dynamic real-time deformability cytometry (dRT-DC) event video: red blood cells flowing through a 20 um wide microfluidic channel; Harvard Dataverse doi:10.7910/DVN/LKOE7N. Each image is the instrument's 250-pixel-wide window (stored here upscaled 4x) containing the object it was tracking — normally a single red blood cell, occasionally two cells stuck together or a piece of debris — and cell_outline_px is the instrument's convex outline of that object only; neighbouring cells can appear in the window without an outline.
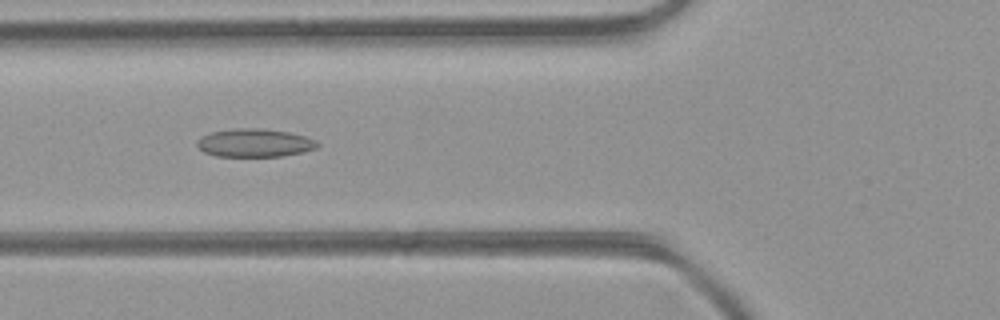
{"species": "common noctule bat (a hibernating species)", "species_latin": "Nyctalus noctula", "temperature_condition": "room temperature", "stored_images_in_passage": 45, "camera_frame_rate_fps": 3000, "um_per_image_px": 0.085, "animal": {"sex": "female", "body_mass_g": 21.9}, "frame": {"image": 1, "passage_image": 16, "time_ms": 5.0, "image_size_px": [1000, 320], "cell_outline_px": [[320, 144], [316, 148], [304, 152], [284, 156], [216, 156], [204, 152], [196, 144], [196, 140], [200, 136], [212, 132], [240, 128], [264, 128], [288, 132], [304, 136], [316, 140]], "centroid_in_image_um": [21.65, 12.14], "position_along_channel_um": 104.1, "area_um2": 19.83}}
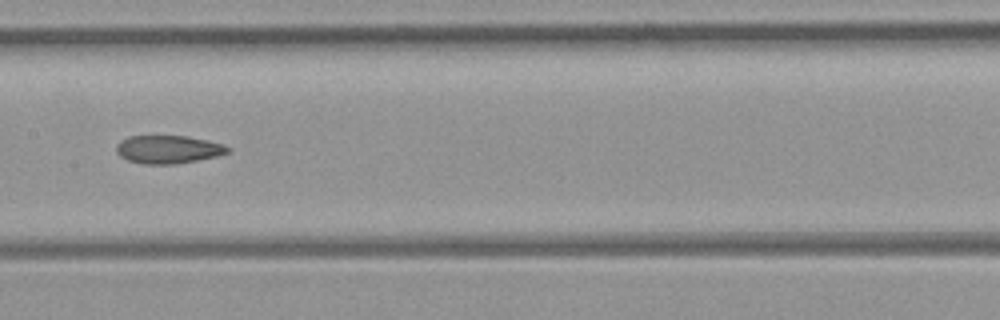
{"frame": {"image": 2, "passage_image": 22, "time_ms": 7.0, "image_size_px": [1000, 320], "cell_outline_px": [[232, 148], [228, 152], [216, 156], [176, 164], [144, 164], [128, 160], [120, 156], [116, 152], [116, 144], [120, 140], [128, 136], [188, 136], [208, 140]], "centroid_in_image_um": [14.26, 12.69], "position_along_channel_um": 193.1, "area_um2": 18.21}}
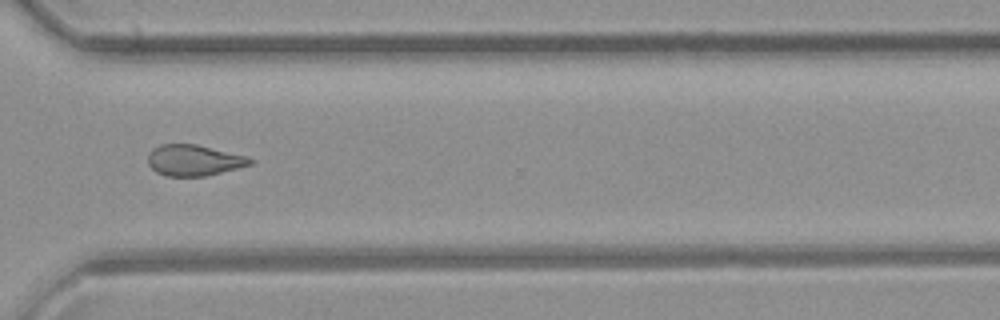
{"frame": {"image": 3, "passage_image": 33, "time_ms": 10.667, "image_size_px": [1000, 320], "cell_outline_px": [[256, 160], [252, 164], [208, 176], [164, 176], [156, 172], [148, 164], [148, 152], [152, 148], [160, 144], [196, 144], [244, 156]], "centroid_in_image_um": [16.44, 13.63], "position_along_channel_um": 354.2, "area_um2": 18.5}, "authors_computed_cell_mechanics": {"area_um2": 19.3052, "velocity_mm_per_s": 4.4076, "shape_relaxation_time_tau1_ms": null, "shape_relaxation_time_tau2_ms": 6.1779, "deformation_change_tau1": null, "deformation_change_tau2": 0.1616}}